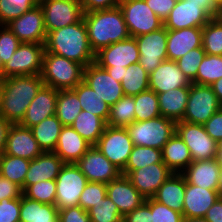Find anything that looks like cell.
<instances>
[{
    "label": "cell",
    "mask_w": 222,
    "mask_h": 222,
    "mask_svg": "<svg viewBox=\"0 0 222 222\" xmlns=\"http://www.w3.org/2000/svg\"><path fill=\"white\" fill-rule=\"evenodd\" d=\"M44 45L46 52L76 61L84 67L95 62L83 18L72 25L49 31Z\"/></svg>",
    "instance_id": "obj_1"
},
{
    "label": "cell",
    "mask_w": 222,
    "mask_h": 222,
    "mask_svg": "<svg viewBox=\"0 0 222 222\" xmlns=\"http://www.w3.org/2000/svg\"><path fill=\"white\" fill-rule=\"evenodd\" d=\"M43 85L40 75L11 76L2 79L0 115L11 124H19Z\"/></svg>",
    "instance_id": "obj_2"
},
{
    "label": "cell",
    "mask_w": 222,
    "mask_h": 222,
    "mask_svg": "<svg viewBox=\"0 0 222 222\" xmlns=\"http://www.w3.org/2000/svg\"><path fill=\"white\" fill-rule=\"evenodd\" d=\"M83 20L87 27L89 44L94 53L130 37L119 6L84 13Z\"/></svg>",
    "instance_id": "obj_3"
},
{
    "label": "cell",
    "mask_w": 222,
    "mask_h": 222,
    "mask_svg": "<svg viewBox=\"0 0 222 222\" xmlns=\"http://www.w3.org/2000/svg\"><path fill=\"white\" fill-rule=\"evenodd\" d=\"M84 66L76 61L44 52L41 79L55 90L74 89L83 81Z\"/></svg>",
    "instance_id": "obj_4"
},
{
    "label": "cell",
    "mask_w": 222,
    "mask_h": 222,
    "mask_svg": "<svg viewBox=\"0 0 222 222\" xmlns=\"http://www.w3.org/2000/svg\"><path fill=\"white\" fill-rule=\"evenodd\" d=\"M126 130L134 145L162 150L176 132V122L160 115L146 121H134Z\"/></svg>",
    "instance_id": "obj_5"
},
{
    "label": "cell",
    "mask_w": 222,
    "mask_h": 222,
    "mask_svg": "<svg viewBox=\"0 0 222 222\" xmlns=\"http://www.w3.org/2000/svg\"><path fill=\"white\" fill-rule=\"evenodd\" d=\"M221 108L222 104L211 86L192 83L189 87L186 111L181 121L203 125Z\"/></svg>",
    "instance_id": "obj_6"
},
{
    "label": "cell",
    "mask_w": 222,
    "mask_h": 222,
    "mask_svg": "<svg viewBox=\"0 0 222 222\" xmlns=\"http://www.w3.org/2000/svg\"><path fill=\"white\" fill-rule=\"evenodd\" d=\"M88 180L75 163H65L56 178L55 205L60 209L75 207Z\"/></svg>",
    "instance_id": "obj_7"
},
{
    "label": "cell",
    "mask_w": 222,
    "mask_h": 222,
    "mask_svg": "<svg viewBox=\"0 0 222 222\" xmlns=\"http://www.w3.org/2000/svg\"><path fill=\"white\" fill-rule=\"evenodd\" d=\"M120 9L130 37H137L163 27V21L151 10L145 0H122Z\"/></svg>",
    "instance_id": "obj_8"
},
{
    "label": "cell",
    "mask_w": 222,
    "mask_h": 222,
    "mask_svg": "<svg viewBox=\"0 0 222 222\" xmlns=\"http://www.w3.org/2000/svg\"><path fill=\"white\" fill-rule=\"evenodd\" d=\"M45 45L21 43L10 60L4 64L2 79L11 76L40 75Z\"/></svg>",
    "instance_id": "obj_9"
},
{
    "label": "cell",
    "mask_w": 222,
    "mask_h": 222,
    "mask_svg": "<svg viewBox=\"0 0 222 222\" xmlns=\"http://www.w3.org/2000/svg\"><path fill=\"white\" fill-rule=\"evenodd\" d=\"M95 146L113 165L122 171L126 167L134 144L126 128L107 125Z\"/></svg>",
    "instance_id": "obj_10"
},
{
    "label": "cell",
    "mask_w": 222,
    "mask_h": 222,
    "mask_svg": "<svg viewBox=\"0 0 222 222\" xmlns=\"http://www.w3.org/2000/svg\"><path fill=\"white\" fill-rule=\"evenodd\" d=\"M176 133L190 150L193 161L217 158V142L206 133L203 125L178 121Z\"/></svg>",
    "instance_id": "obj_11"
},
{
    "label": "cell",
    "mask_w": 222,
    "mask_h": 222,
    "mask_svg": "<svg viewBox=\"0 0 222 222\" xmlns=\"http://www.w3.org/2000/svg\"><path fill=\"white\" fill-rule=\"evenodd\" d=\"M46 33L79 22L83 18L80 0H46L39 4Z\"/></svg>",
    "instance_id": "obj_12"
},
{
    "label": "cell",
    "mask_w": 222,
    "mask_h": 222,
    "mask_svg": "<svg viewBox=\"0 0 222 222\" xmlns=\"http://www.w3.org/2000/svg\"><path fill=\"white\" fill-rule=\"evenodd\" d=\"M213 16L199 3L193 0H182L175 3L174 8L163 22L167 30L183 28H203Z\"/></svg>",
    "instance_id": "obj_13"
},
{
    "label": "cell",
    "mask_w": 222,
    "mask_h": 222,
    "mask_svg": "<svg viewBox=\"0 0 222 222\" xmlns=\"http://www.w3.org/2000/svg\"><path fill=\"white\" fill-rule=\"evenodd\" d=\"M139 50V63L149 74L167 58V29L163 26L157 31L135 37Z\"/></svg>",
    "instance_id": "obj_14"
},
{
    "label": "cell",
    "mask_w": 222,
    "mask_h": 222,
    "mask_svg": "<svg viewBox=\"0 0 222 222\" xmlns=\"http://www.w3.org/2000/svg\"><path fill=\"white\" fill-rule=\"evenodd\" d=\"M21 43L45 44L47 33L40 5L7 24Z\"/></svg>",
    "instance_id": "obj_15"
},
{
    "label": "cell",
    "mask_w": 222,
    "mask_h": 222,
    "mask_svg": "<svg viewBox=\"0 0 222 222\" xmlns=\"http://www.w3.org/2000/svg\"><path fill=\"white\" fill-rule=\"evenodd\" d=\"M139 50L135 37L112 43L95 53V63L100 67L123 69L139 63Z\"/></svg>",
    "instance_id": "obj_16"
},
{
    "label": "cell",
    "mask_w": 222,
    "mask_h": 222,
    "mask_svg": "<svg viewBox=\"0 0 222 222\" xmlns=\"http://www.w3.org/2000/svg\"><path fill=\"white\" fill-rule=\"evenodd\" d=\"M75 164L89 182L108 184L121 175V171L96 146H91Z\"/></svg>",
    "instance_id": "obj_17"
},
{
    "label": "cell",
    "mask_w": 222,
    "mask_h": 222,
    "mask_svg": "<svg viewBox=\"0 0 222 222\" xmlns=\"http://www.w3.org/2000/svg\"><path fill=\"white\" fill-rule=\"evenodd\" d=\"M83 82L110 107L124 96L121 82L112 78L106 69L95 62L84 67Z\"/></svg>",
    "instance_id": "obj_18"
},
{
    "label": "cell",
    "mask_w": 222,
    "mask_h": 222,
    "mask_svg": "<svg viewBox=\"0 0 222 222\" xmlns=\"http://www.w3.org/2000/svg\"><path fill=\"white\" fill-rule=\"evenodd\" d=\"M173 172L165 163H154L131 171L126 177L145 198H152Z\"/></svg>",
    "instance_id": "obj_19"
},
{
    "label": "cell",
    "mask_w": 222,
    "mask_h": 222,
    "mask_svg": "<svg viewBox=\"0 0 222 222\" xmlns=\"http://www.w3.org/2000/svg\"><path fill=\"white\" fill-rule=\"evenodd\" d=\"M10 156L33 160L43 153L30 128L11 124L3 151Z\"/></svg>",
    "instance_id": "obj_20"
},
{
    "label": "cell",
    "mask_w": 222,
    "mask_h": 222,
    "mask_svg": "<svg viewBox=\"0 0 222 222\" xmlns=\"http://www.w3.org/2000/svg\"><path fill=\"white\" fill-rule=\"evenodd\" d=\"M58 90L43 85L35 98L31 101L19 125L31 128L45 118L55 115Z\"/></svg>",
    "instance_id": "obj_21"
},
{
    "label": "cell",
    "mask_w": 222,
    "mask_h": 222,
    "mask_svg": "<svg viewBox=\"0 0 222 222\" xmlns=\"http://www.w3.org/2000/svg\"><path fill=\"white\" fill-rule=\"evenodd\" d=\"M191 84L176 61L165 60L149 74V89L156 94L179 87H190Z\"/></svg>",
    "instance_id": "obj_22"
},
{
    "label": "cell",
    "mask_w": 222,
    "mask_h": 222,
    "mask_svg": "<svg viewBox=\"0 0 222 222\" xmlns=\"http://www.w3.org/2000/svg\"><path fill=\"white\" fill-rule=\"evenodd\" d=\"M107 196L116 204L123 217L138 208L146 199L124 175L107 184Z\"/></svg>",
    "instance_id": "obj_23"
},
{
    "label": "cell",
    "mask_w": 222,
    "mask_h": 222,
    "mask_svg": "<svg viewBox=\"0 0 222 222\" xmlns=\"http://www.w3.org/2000/svg\"><path fill=\"white\" fill-rule=\"evenodd\" d=\"M221 163L217 158L193 161L181 174L189 184L219 190Z\"/></svg>",
    "instance_id": "obj_24"
},
{
    "label": "cell",
    "mask_w": 222,
    "mask_h": 222,
    "mask_svg": "<svg viewBox=\"0 0 222 222\" xmlns=\"http://www.w3.org/2000/svg\"><path fill=\"white\" fill-rule=\"evenodd\" d=\"M220 190H210L189 184L185 181L183 217H204L207 210L220 197Z\"/></svg>",
    "instance_id": "obj_25"
},
{
    "label": "cell",
    "mask_w": 222,
    "mask_h": 222,
    "mask_svg": "<svg viewBox=\"0 0 222 222\" xmlns=\"http://www.w3.org/2000/svg\"><path fill=\"white\" fill-rule=\"evenodd\" d=\"M202 47V28L167 30V58L177 61L187 52Z\"/></svg>",
    "instance_id": "obj_26"
},
{
    "label": "cell",
    "mask_w": 222,
    "mask_h": 222,
    "mask_svg": "<svg viewBox=\"0 0 222 222\" xmlns=\"http://www.w3.org/2000/svg\"><path fill=\"white\" fill-rule=\"evenodd\" d=\"M65 163L54 152H43L37 158L30 160V165L24 180V190L32 184L45 180H56Z\"/></svg>",
    "instance_id": "obj_27"
},
{
    "label": "cell",
    "mask_w": 222,
    "mask_h": 222,
    "mask_svg": "<svg viewBox=\"0 0 222 222\" xmlns=\"http://www.w3.org/2000/svg\"><path fill=\"white\" fill-rule=\"evenodd\" d=\"M91 145L70 125L63 126L53 151L64 163H76Z\"/></svg>",
    "instance_id": "obj_28"
},
{
    "label": "cell",
    "mask_w": 222,
    "mask_h": 222,
    "mask_svg": "<svg viewBox=\"0 0 222 222\" xmlns=\"http://www.w3.org/2000/svg\"><path fill=\"white\" fill-rule=\"evenodd\" d=\"M184 196L185 178L181 173H172L152 198L182 214Z\"/></svg>",
    "instance_id": "obj_29"
},
{
    "label": "cell",
    "mask_w": 222,
    "mask_h": 222,
    "mask_svg": "<svg viewBox=\"0 0 222 222\" xmlns=\"http://www.w3.org/2000/svg\"><path fill=\"white\" fill-rule=\"evenodd\" d=\"M157 96L161 116L175 122L183 119L189 98V87H179Z\"/></svg>",
    "instance_id": "obj_30"
},
{
    "label": "cell",
    "mask_w": 222,
    "mask_h": 222,
    "mask_svg": "<svg viewBox=\"0 0 222 222\" xmlns=\"http://www.w3.org/2000/svg\"><path fill=\"white\" fill-rule=\"evenodd\" d=\"M162 161L173 173H182L193 162L190 150L176 132L162 149Z\"/></svg>",
    "instance_id": "obj_31"
},
{
    "label": "cell",
    "mask_w": 222,
    "mask_h": 222,
    "mask_svg": "<svg viewBox=\"0 0 222 222\" xmlns=\"http://www.w3.org/2000/svg\"><path fill=\"white\" fill-rule=\"evenodd\" d=\"M56 205L40 203L24 195L20 198V222H58Z\"/></svg>",
    "instance_id": "obj_32"
},
{
    "label": "cell",
    "mask_w": 222,
    "mask_h": 222,
    "mask_svg": "<svg viewBox=\"0 0 222 222\" xmlns=\"http://www.w3.org/2000/svg\"><path fill=\"white\" fill-rule=\"evenodd\" d=\"M63 128L56 115L45 118L30 129L43 152H53L56 148L58 137Z\"/></svg>",
    "instance_id": "obj_33"
},
{
    "label": "cell",
    "mask_w": 222,
    "mask_h": 222,
    "mask_svg": "<svg viewBox=\"0 0 222 222\" xmlns=\"http://www.w3.org/2000/svg\"><path fill=\"white\" fill-rule=\"evenodd\" d=\"M70 126L91 146H95L103 134L107 123L91 112L82 110Z\"/></svg>",
    "instance_id": "obj_34"
},
{
    "label": "cell",
    "mask_w": 222,
    "mask_h": 222,
    "mask_svg": "<svg viewBox=\"0 0 222 222\" xmlns=\"http://www.w3.org/2000/svg\"><path fill=\"white\" fill-rule=\"evenodd\" d=\"M72 90L77 94L83 110L91 112L107 123L110 115V106L92 88L82 81Z\"/></svg>",
    "instance_id": "obj_35"
},
{
    "label": "cell",
    "mask_w": 222,
    "mask_h": 222,
    "mask_svg": "<svg viewBox=\"0 0 222 222\" xmlns=\"http://www.w3.org/2000/svg\"><path fill=\"white\" fill-rule=\"evenodd\" d=\"M82 110L78 96L72 89L58 91L55 115L63 126L71 125Z\"/></svg>",
    "instance_id": "obj_36"
},
{
    "label": "cell",
    "mask_w": 222,
    "mask_h": 222,
    "mask_svg": "<svg viewBox=\"0 0 222 222\" xmlns=\"http://www.w3.org/2000/svg\"><path fill=\"white\" fill-rule=\"evenodd\" d=\"M121 85L124 95H138L149 90V73L140 63L132 64L124 71Z\"/></svg>",
    "instance_id": "obj_37"
},
{
    "label": "cell",
    "mask_w": 222,
    "mask_h": 222,
    "mask_svg": "<svg viewBox=\"0 0 222 222\" xmlns=\"http://www.w3.org/2000/svg\"><path fill=\"white\" fill-rule=\"evenodd\" d=\"M30 165V160L10 156L2 152L0 157V175L22 187Z\"/></svg>",
    "instance_id": "obj_38"
},
{
    "label": "cell",
    "mask_w": 222,
    "mask_h": 222,
    "mask_svg": "<svg viewBox=\"0 0 222 222\" xmlns=\"http://www.w3.org/2000/svg\"><path fill=\"white\" fill-rule=\"evenodd\" d=\"M154 163H164L162 161V150L134 145L126 167L121 171V175L127 176L133 170H137Z\"/></svg>",
    "instance_id": "obj_39"
},
{
    "label": "cell",
    "mask_w": 222,
    "mask_h": 222,
    "mask_svg": "<svg viewBox=\"0 0 222 222\" xmlns=\"http://www.w3.org/2000/svg\"><path fill=\"white\" fill-rule=\"evenodd\" d=\"M134 96L124 95L110 107L107 125L126 128L135 121Z\"/></svg>",
    "instance_id": "obj_40"
},
{
    "label": "cell",
    "mask_w": 222,
    "mask_h": 222,
    "mask_svg": "<svg viewBox=\"0 0 222 222\" xmlns=\"http://www.w3.org/2000/svg\"><path fill=\"white\" fill-rule=\"evenodd\" d=\"M202 47L208 55H222V19L219 15L202 28Z\"/></svg>",
    "instance_id": "obj_41"
},
{
    "label": "cell",
    "mask_w": 222,
    "mask_h": 222,
    "mask_svg": "<svg viewBox=\"0 0 222 222\" xmlns=\"http://www.w3.org/2000/svg\"><path fill=\"white\" fill-rule=\"evenodd\" d=\"M135 121H146L161 115L158 104V96L152 90H146L134 95Z\"/></svg>",
    "instance_id": "obj_42"
},
{
    "label": "cell",
    "mask_w": 222,
    "mask_h": 222,
    "mask_svg": "<svg viewBox=\"0 0 222 222\" xmlns=\"http://www.w3.org/2000/svg\"><path fill=\"white\" fill-rule=\"evenodd\" d=\"M222 78V55L206 54L198 67L195 84L210 86Z\"/></svg>",
    "instance_id": "obj_43"
},
{
    "label": "cell",
    "mask_w": 222,
    "mask_h": 222,
    "mask_svg": "<svg viewBox=\"0 0 222 222\" xmlns=\"http://www.w3.org/2000/svg\"><path fill=\"white\" fill-rule=\"evenodd\" d=\"M38 4L34 0H0V25H7Z\"/></svg>",
    "instance_id": "obj_44"
},
{
    "label": "cell",
    "mask_w": 222,
    "mask_h": 222,
    "mask_svg": "<svg viewBox=\"0 0 222 222\" xmlns=\"http://www.w3.org/2000/svg\"><path fill=\"white\" fill-rule=\"evenodd\" d=\"M88 214L91 222H120L123 220L116 204L108 196L89 209Z\"/></svg>",
    "instance_id": "obj_45"
},
{
    "label": "cell",
    "mask_w": 222,
    "mask_h": 222,
    "mask_svg": "<svg viewBox=\"0 0 222 222\" xmlns=\"http://www.w3.org/2000/svg\"><path fill=\"white\" fill-rule=\"evenodd\" d=\"M23 195L40 203L55 205L56 180L39 181L29 185Z\"/></svg>",
    "instance_id": "obj_46"
},
{
    "label": "cell",
    "mask_w": 222,
    "mask_h": 222,
    "mask_svg": "<svg viewBox=\"0 0 222 222\" xmlns=\"http://www.w3.org/2000/svg\"><path fill=\"white\" fill-rule=\"evenodd\" d=\"M206 53L203 47L195 48L187 52L176 61L178 67L191 83H195L198 67L204 59Z\"/></svg>",
    "instance_id": "obj_47"
},
{
    "label": "cell",
    "mask_w": 222,
    "mask_h": 222,
    "mask_svg": "<svg viewBox=\"0 0 222 222\" xmlns=\"http://www.w3.org/2000/svg\"><path fill=\"white\" fill-rule=\"evenodd\" d=\"M107 196V184L101 182H89L84 187L79 198V204L82 209L88 211L95 204Z\"/></svg>",
    "instance_id": "obj_48"
},
{
    "label": "cell",
    "mask_w": 222,
    "mask_h": 222,
    "mask_svg": "<svg viewBox=\"0 0 222 222\" xmlns=\"http://www.w3.org/2000/svg\"><path fill=\"white\" fill-rule=\"evenodd\" d=\"M145 202L151 208L153 222H183V214L157 202L153 198H146Z\"/></svg>",
    "instance_id": "obj_49"
},
{
    "label": "cell",
    "mask_w": 222,
    "mask_h": 222,
    "mask_svg": "<svg viewBox=\"0 0 222 222\" xmlns=\"http://www.w3.org/2000/svg\"><path fill=\"white\" fill-rule=\"evenodd\" d=\"M20 44L7 25H0V58L3 65L10 60Z\"/></svg>",
    "instance_id": "obj_50"
},
{
    "label": "cell",
    "mask_w": 222,
    "mask_h": 222,
    "mask_svg": "<svg viewBox=\"0 0 222 222\" xmlns=\"http://www.w3.org/2000/svg\"><path fill=\"white\" fill-rule=\"evenodd\" d=\"M0 222H20V198L0 201Z\"/></svg>",
    "instance_id": "obj_51"
},
{
    "label": "cell",
    "mask_w": 222,
    "mask_h": 222,
    "mask_svg": "<svg viewBox=\"0 0 222 222\" xmlns=\"http://www.w3.org/2000/svg\"><path fill=\"white\" fill-rule=\"evenodd\" d=\"M58 222H91V220L88 211L80 206H75L60 209Z\"/></svg>",
    "instance_id": "obj_52"
},
{
    "label": "cell",
    "mask_w": 222,
    "mask_h": 222,
    "mask_svg": "<svg viewBox=\"0 0 222 222\" xmlns=\"http://www.w3.org/2000/svg\"><path fill=\"white\" fill-rule=\"evenodd\" d=\"M206 133L216 142L222 139V108L203 124Z\"/></svg>",
    "instance_id": "obj_53"
},
{
    "label": "cell",
    "mask_w": 222,
    "mask_h": 222,
    "mask_svg": "<svg viewBox=\"0 0 222 222\" xmlns=\"http://www.w3.org/2000/svg\"><path fill=\"white\" fill-rule=\"evenodd\" d=\"M23 196L22 187L0 175V201L15 199Z\"/></svg>",
    "instance_id": "obj_54"
},
{
    "label": "cell",
    "mask_w": 222,
    "mask_h": 222,
    "mask_svg": "<svg viewBox=\"0 0 222 222\" xmlns=\"http://www.w3.org/2000/svg\"><path fill=\"white\" fill-rule=\"evenodd\" d=\"M151 10L164 22L174 8V0H145Z\"/></svg>",
    "instance_id": "obj_55"
},
{
    "label": "cell",
    "mask_w": 222,
    "mask_h": 222,
    "mask_svg": "<svg viewBox=\"0 0 222 222\" xmlns=\"http://www.w3.org/2000/svg\"><path fill=\"white\" fill-rule=\"evenodd\" d=\"M122 0H80L84 13L97 10L115 8L120 5Z\"/></svg>",
    "instance_id": "obj_56"
},
{
    "label": "cell",
    "mask_w": 222,
    "mask_h": 222,
    "mask_svg": "<svg viewBox=\"0 0 222 222\" xmlns=\"http://www.w3.org/2000/svg\"><path fill=\"white\" fill-rule=\"evenodd\" d=\"M124 222H153L149 205L144 201L138 208L123 217Z\"/></svg>",
    "instance_id": "obj_57"
},
{
    "label": "cell",
    "mask_w": 222,
    "mask_h": 222,
    "mask_svg": "<svg viewBox=\"0 0 222 222\" xmlns=\"http://www.w3.org/2000/svg\"><path fill=\"white\" fill-rule=\"evenodd\" d=\"M209 222H222V196L207 210L204 216Z\"/></svg>",
    "instance_id": "obj_58"
},
{
    "label": "cell",
    "mask_w": 222,
    "mask_h": 222,
    "mask_svg": "<svg viewBox=\"0 0 222 222\" xmlns=\"http://www.w3.org/2000/svg\"><path fill=\"white\" fill-rule=\"evenodd\" d=\"M11 126L7 120L0 115V157L4 151L8 130Z\"/></svg>",
    "instance_id": "obj_59"
},
{
    "label": "cell",
    "mask_w": 222,
    "mask_h": 222,
    "mask_svg": "<svg viewBox=\"0 0 222 222\" xmlns=\"http://www.w3.org/2000/svg\"><path fill=\"white\" fill-rule=\"evenodd\" d=\"M204 7L213 17L219 15V11L215 8L214 0H193Z\"/></svg>",
    "instance_id": "obj_60"
},
{
    "label": "cell",
    "mask_w": 222,
    "mask_h": 222,
    "mask_svg": "<svg viewBox=\"0 0 222 222\" xmlns=\"http://www.w3.org/2000/svg\"><path fill=\"white\" fill-rule=\"evenodd\" d=\"M101 68L106 69V71L110 74V76L118 82L122 81L124 71H126V67H123V69L115 67H101Z\"/></svg>",
    "instance_id": "obj_61"
},
{
    "label": "cell",
    "mask_w": 222,
    "mask_h": 222,
    "mask_svg": "<svg viewBox=\"0 0 222 222\" xmlns=\"http://www.w3.org/2000/svg\"><path fill=\"white\" fill-rule=\"evenodd\" d=\"M213 92L216 94L219 102L222 104V78L215 81L213 84L210 85Z\"/></svg>",
    "instance_id": "obj_62"
},
{
    "label": "cell",
    "mask_w": 222,
    "mask_h": 222,
    "mask_svg": "<svg viewBox=\"0 0 222 222\" xmlns=\"http://www.w3.org/2000/svg\"><path fill=\"white\" fill-rule=\"evenodd\" d=\"M185 222H209L205 217L185 218Z\"/></svg>",
    "instance_id": "obj_63"
},
{
    "label": "cell",
    "mask_w": 222,
    "mask_h": 222,
    "mask_svg": "<svg viewBox=\"0 0 222 222\" xmlns=\"http://www.w3.org/2000/svg\"><path fill=\"white\" fill-rule=\"evenodd\" d=\"M217 159H222V139L217 142Z\"/></svg>",
    "instance_id": "obj_64"
},
{
    "label": "cell",
    "mask_w": 222,
    "mask_h": 222,
    "mask_svg": "<svg viewBox=\"0 0 222 222\" xmlns=\"http://www.w3.org/2000/svg\"><path fill=\"white\" fill-rule=\"evenodd\" d=\"M215 8L220 11L222 9V0H214Z\"/></svg>",
    "instance_id": "obj_65"
},
{
    "label": "cell",
    "mask_w": 222,
    "mask_h": 222,
    "mask_svg": "<svg viewBox=\"0 0 222 222\" xmlns=\"http://www.w3.org/2000/svg\"><path fill=\"white\" fill-rule=\"evenodd\" d=\"M219 162L221 163V173H220V186H219V190H220V195L222 196V159H218Z\"/></svg>",
    "instance_id": "obj_66"
},
{
    "label": "cell",
    "mask_w": 222,
    "mask_h": 222,
    "mask_svg": "<svg viewBox=\"0 0 222 222\" xmlns=\"http://www.w3.org/2000/svg\"><path fill=\"white\" fill-rule=\"evenodd\" d=\"M4 65L2 64L1 58H0V78L2 79V70Z\"/></svg>",
    "instance_id": "obj_67"
},
{
    "label": "cell",
    "mask_w": 222,
    "mask_h": 222,
    "mask_svg": "<svg viewBox=\"0 0 222 222\" xmlns=\"http://www.w3.org/2000/svg\"><path fill=\"white\" fill-rule=\"evenodd\" d=\"M2 79L0 78V109H1Z\"/></svg>",
    "instance_id": "obj_68"
},
{
    "label": "cell",
    "mask_w": 222,
    "mask_h": 222,
    "mask_svg": "<svg viewBox=\"0 0 222 222\" xmlns=\"http://www.w3.org/2000/svg\"><path fill=\"white\" fill-rule=\"evenodd\" d=\"M38 5L41 4L42 2L46 1V0H34Z\"/></svg>",
    "instance_id": "obj_69"
},
{
    "label": "cell",
    "mask_w": 222,
    "mask_h": 222,
    "mask_svg": "<svg viewBox=\"0 0 222 222\" xmlns=\"http://www.w3.org/2000/svg\"><path fill=\"white\" fill-rule=\"evenodd\" d=\"M219 16H220L221 19H222V9L219 11Z\"/></svg>",
    "instance_id": "obj_70"
}]
</instances>
